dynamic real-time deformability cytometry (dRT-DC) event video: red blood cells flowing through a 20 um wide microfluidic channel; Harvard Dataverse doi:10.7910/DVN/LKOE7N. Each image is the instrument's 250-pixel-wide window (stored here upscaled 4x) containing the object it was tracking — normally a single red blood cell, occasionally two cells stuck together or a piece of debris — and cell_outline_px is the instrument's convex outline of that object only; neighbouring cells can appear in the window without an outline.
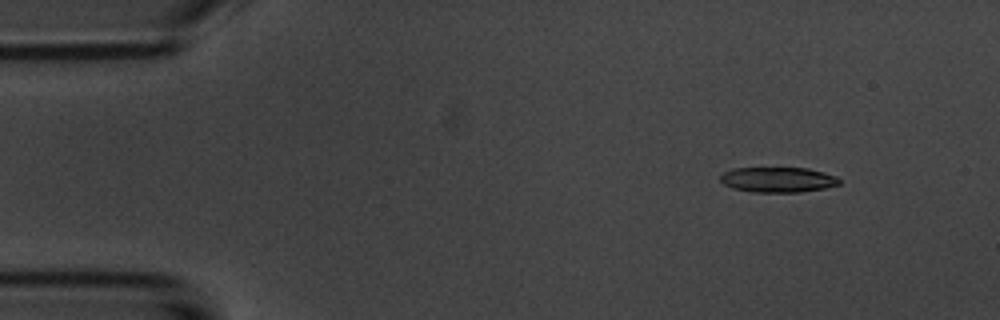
{"species": "common noctule bat (a hibernating species)", "species_latin": "Nyctalus noctula", "temperature_condition": "room temperature", "stored_images_in_passage": 54, "camera_frame_rate_fps": 3000, "um_per_image_px": 0.085, "animal": {"sex": "male", "body_mass_g": 20.1, "forearm_length_mm": 53.5}, "frame": {"image": 1, "passage_image": 6, "time_ms": 1.667, "image_size_px": [1000, 320], "cell_outline_px": [[840, 184], [824, 188], [800, 192], [752, 192], [732, 188], [724, 184], [720, 180], [720, 176], [724, 172], [732, 168], [808, 168], [824, 172], [836, 176], [840, 180]], "centroid_in_image_um": [66.12, 15.27], "position_along_channel_um": 18.9, "area_um2": 17.51}}
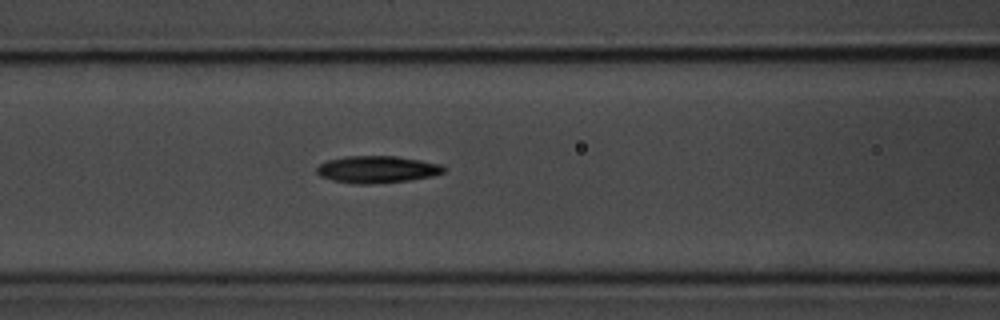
{"frame": {"image": 2, "passage_image": 22, "time_ms": 7.0, "image_size_px": [1000, 320], "cell_outline_px": [[444, 172], [432, 176], [408, 180], [372, 184], [356, 184], [332, 180], [320, 176], [316, 172], [316, 168], [320, 164], [328, 160], [348, 156], [396, 156], [420, 160], [440, 164], [444, 168]], "centroid_in_image_um": [32.02, 14.4], "position_along_channel_um": 134.6, "area_um2": 19.88}}
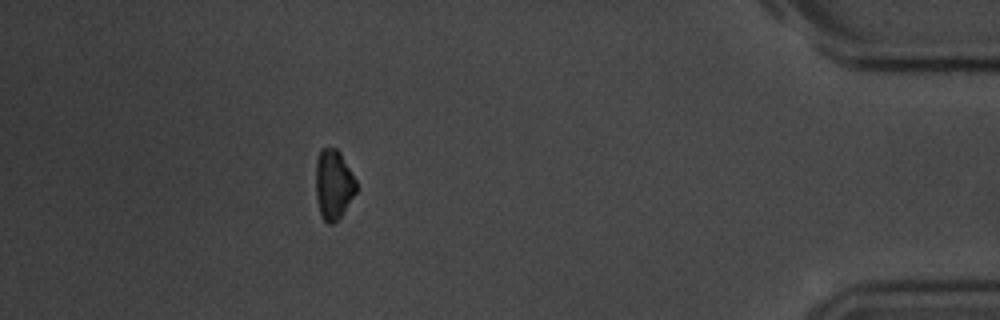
{"frame": {"image": 3, "passage_image": 48, "time_ms": 15.667, "image_size_px": [1000, 320], "cell_outline_px": [[356, 192], [340, 216], [332, 224], [328, 224], [324, 220], [320, 212], [316, 196], [316, 160], [320, 148], [336, 148], [340, 152], [356, 180]], "centroid_in_image_um": [28.33, 15.65], "position_along_channel_um": 406.9, "area_um2": 16.24}, "authors_computed_cell_mechanics": {"area_um2": 18.6116, "velocity_mm_per_s": 3.7421, "shape_relaxation_time_tau1_ms": 2.9198, "shape_relaxation_time_tau2_ms": 6.8677, "deformation_change_tau1": 0.1413, "deformation_change_tau2": 0.1783}}